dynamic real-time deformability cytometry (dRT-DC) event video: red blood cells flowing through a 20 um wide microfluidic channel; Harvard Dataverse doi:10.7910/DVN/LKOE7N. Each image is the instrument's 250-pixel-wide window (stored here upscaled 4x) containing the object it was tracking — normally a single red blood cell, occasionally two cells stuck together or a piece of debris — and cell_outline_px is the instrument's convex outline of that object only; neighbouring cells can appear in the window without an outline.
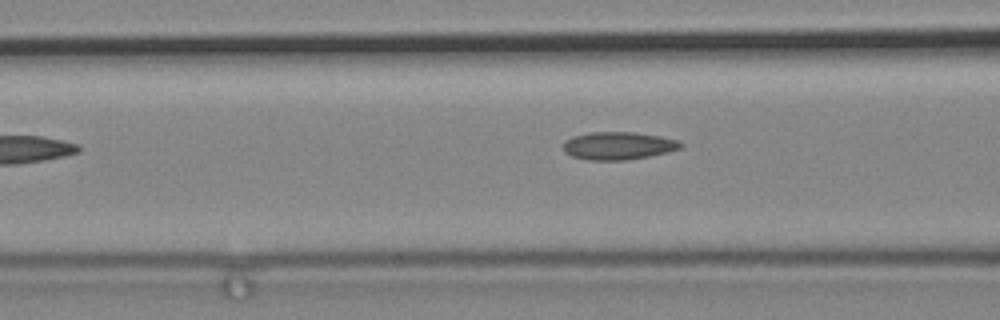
{"species": "common noctule bat (a hibernating species)", "species_latin": "Nyctalus noctula", "temperature_condition": "cold", "stored_images_in_passage": 4, "camera_frame_rate_fps": 3000, "um_per_image_px": 0.085, "animal": {"sex": "male", "body_mass_g": 19.2, "forearm_length_mm": 51.8}, "frame": {"image": 1, "passage_image": 4, "time_ms": 1.0, "image_size_px": [1000, 320], "cell_outline_px": [[684, 144], [680, 148], [668, 152], [648, 156], [624, 160], [588, 160], [572, 156], [564, 152], [564, 140], [572, 136], [592, 132], [636, 132], [660, 136], [680, 140]], "centroid_in_image_um": [52.56, 12.38], "position_along_channel_um": 114.0, "area_um2": 19.07}}